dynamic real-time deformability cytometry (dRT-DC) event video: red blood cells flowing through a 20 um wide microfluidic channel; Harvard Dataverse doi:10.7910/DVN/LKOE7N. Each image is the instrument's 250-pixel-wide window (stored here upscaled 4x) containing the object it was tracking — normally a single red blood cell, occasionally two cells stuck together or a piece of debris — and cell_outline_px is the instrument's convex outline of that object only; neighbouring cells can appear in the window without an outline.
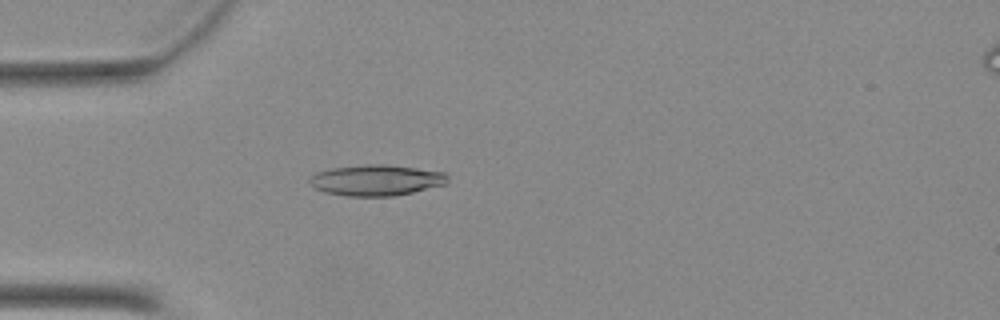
{"species": "Egyptian fruit bat (a non-hibernating species)", "species_latin": "Rousettus aegyptiacus", "temperature_condition": "warm", "stored_images_in_passage": 50, "camera_frame_rate_fps": 3000, "um_per_image_px": 0.085, "animal": {"sex": "female"}, "frame": {"image": 1, "passage_image": 15, "time_ms": 4.667, "image_size_px": [1000, 320], "cell_outline_px": [[448, 180], [444, 184], [412, 192], [392, 196], [348, 196], [324, 192], [316, 188], [308, 180], [308, 176], [316, 172], [332, 168], [364, 164], [384, 164], [448, 172]], "centroid_in_image_um": [31.97, 15.3], "position_along_channel_um": 53.0, "area_um2": 24.85}}
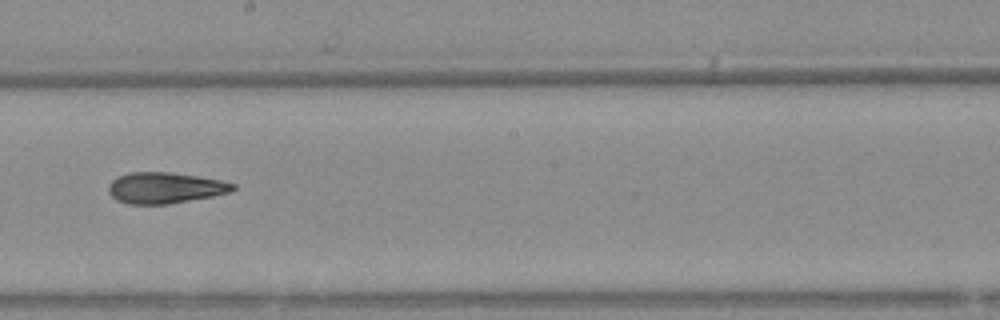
{"frame": {"image": 2, "passage_image": 29, "time_ms": 9.333, "image_size_px": [1000, 320], "cell_outline_px": [[236, 188], [232, 192], [212, 196], [168, 204], [128, 204], [116, 200], [108, 192], [108, 184], [116, 176], [128, 172], [172, 172], [220, 180], [236, 184]], "centroid_in_image_um": [14.0, 15.96], "position_along_channel_um": 234.2, "area_um2": 22.66}}
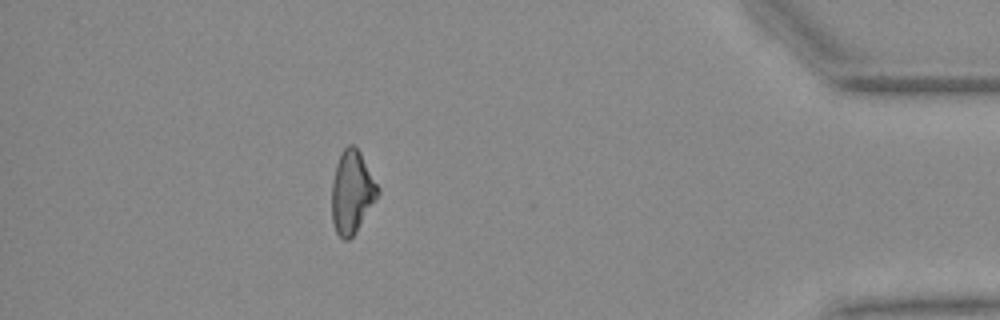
{"frame": {"image": 3, "passage_image": 45, "time_ms": 14.667, "image_size_px": [1000, 320], "cell_outline_px": [[380, 192], [376, 200], [356, 232], [348, 240], [344, 240], [336, 232], [332, 220], [332, 184], [336, 164], [344, 148], [348, 144], [352, 144], [360, 152], [380, 188]], "centroid_in_image_um": [29.93, 16.34], "position_along_channel_um": 405.3, "area_um2": 22.08}}